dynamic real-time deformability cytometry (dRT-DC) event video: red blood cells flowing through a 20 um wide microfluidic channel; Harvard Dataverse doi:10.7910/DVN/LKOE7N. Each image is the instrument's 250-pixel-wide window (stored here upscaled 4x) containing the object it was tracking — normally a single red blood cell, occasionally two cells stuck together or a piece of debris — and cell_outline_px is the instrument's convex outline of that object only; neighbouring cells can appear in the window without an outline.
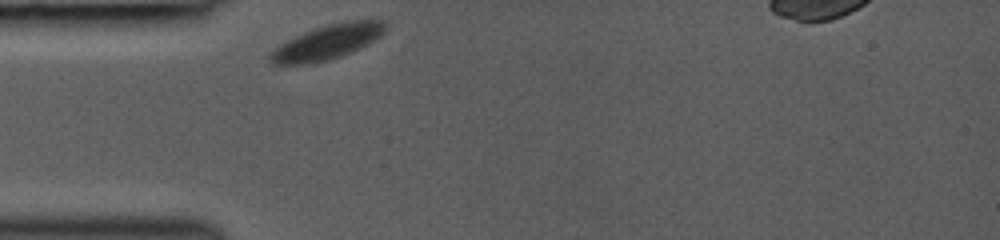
{"species": "common noctule bat (a hibernating species)", "species_latin": "Nyctalus noctula", "temperature_condition": "room temperature", "stored_images_in_passage": 9, "camera_frame_rate_fps": 3000, "um_per_image_px": 0.085, "animal": {"sex": "female", "body_mass_g": 19.0, "forearm_length_mm": 53.3}, "frame": {"image": 1, "passage_image": 1, "time_ms": 0.0, "image_size_px": [1000, 240], "cell_outline_px": [[388, 28], [380, 36], [368, 44], [360, 48], [340, 56], [328, 60], [304, 64], [272, 64], [268, 60], [268, 52], [280, 44], [304, 32], [328, 24], [348, 20], [384, 20], [388, 24]], "centroid_in_image_um": [27.83, 3.57], "position_along_channel_um": 57.2, "area_um2": 23.24}}
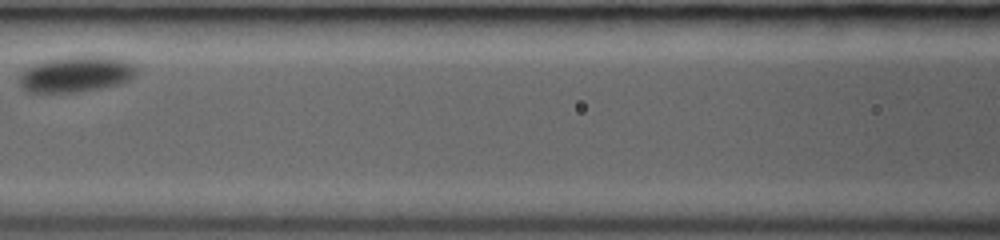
{"frame": {"image": 2, "passage_image": 6, "time_ms": 3.0, "image_size_px": [1000, 240], "cell_outline_px": [[136, 76], [120, 84], [80, 92], [28, 92], [20, 84], [20, 76], [24, 68], [32, 64], [64, 56], [116, 56], [128, 60], [136, 68]], "centroid_in_image_um": [6.5, 6.28], "position_along_channel_um": 160.1, "area_um2": 24.8}}
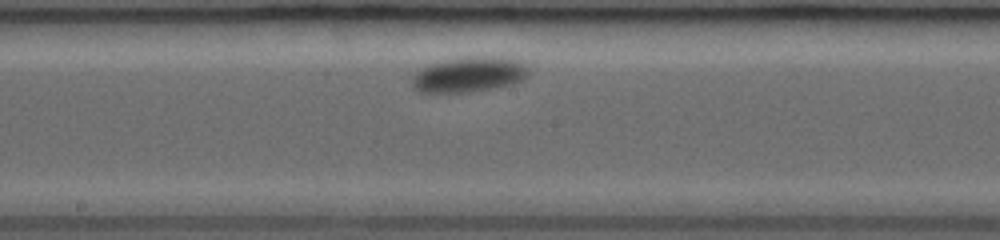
{"frame": {"image": 3, "passage_image": 8, "time_ms": 4.333, "image_size_px": [1000, 240], "cell_outline_px": [[528, 72], [524, 80], [512, 84], [492, 88], [468, 92], [420, 92], [412, 88], [412, 76], [416, 72], [432, 64], [448, 60], [468, 56], [504, 56], [520, 60], [528, 68]], "centroid_in_image_um": [39.91, 6.33], "position_along_channel_um": 208.3, "area_um2": 23.93}}